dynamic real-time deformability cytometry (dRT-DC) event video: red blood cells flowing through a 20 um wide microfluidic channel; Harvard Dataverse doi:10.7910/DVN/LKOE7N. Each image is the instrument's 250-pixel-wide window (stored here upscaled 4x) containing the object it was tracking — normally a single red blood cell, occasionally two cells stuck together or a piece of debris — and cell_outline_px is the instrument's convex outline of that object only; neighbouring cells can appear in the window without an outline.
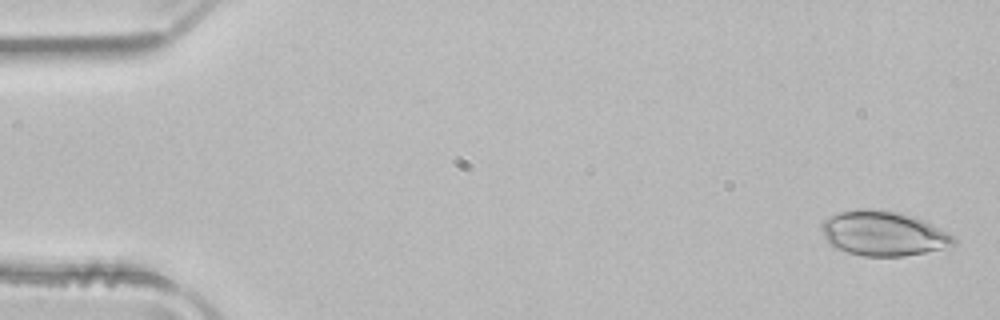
{"species": "common noctule bat (a hibernating species)", "species_latin": "Nyctalus noctula", "temperature_condition": "room temperature", "stored_images_in_passage": 51, "camera_frame_rate_fps": 3000, "um_per_image_px": 0.085, "animal": {"sex": "male", "body_mass_g": 21.5, "forearm_length_mm": 52.0}, "frame": {"image": 1, "passage_image": 2, "time_ms": 0.333, "image_size_px": [1000, 320], "cell_outline_px": [[956, 244], [952, 248], [904, 256], [864, 256], [832, 248], [828, 244], [820, 228], [820, 224], [824, 220], [840, 212], [856, 208], [868, 208], [900, 212], [916, 216], [956, 236]], "centroid_in_image_um": [75.13, 19.85], "position_along_channel_um": 9.9, "area_um2": 35.2}}
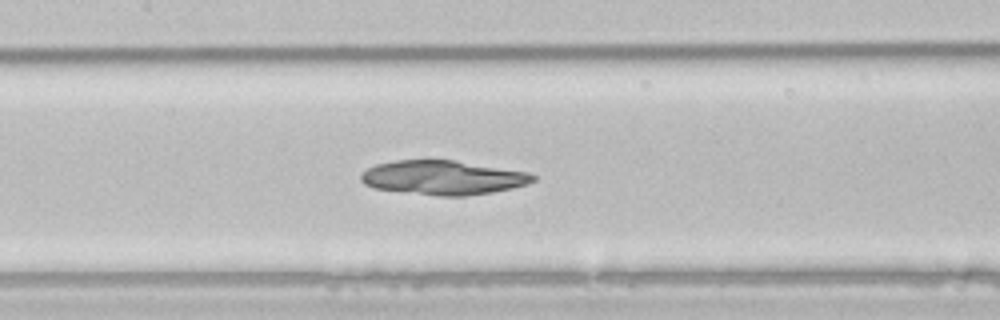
{"frame": {"image": 2, "passage_image": 24, "time_ms": 7.667, "image_size_px": [1000, 320], "cell_outline_px": [[536, 180], [512, 188], [492, 192], [468, 196], [440, 196], [376, 188], [364, 184], [360, 180], [360, 176], [368, 168], [376, 164], [396, 160], [456, 160], [528, 172], [536, 176]], "centroid_in_image_um": [37.67, 15.09], "position_along_channel_um": 169.7, "area_um2": 34.1}}
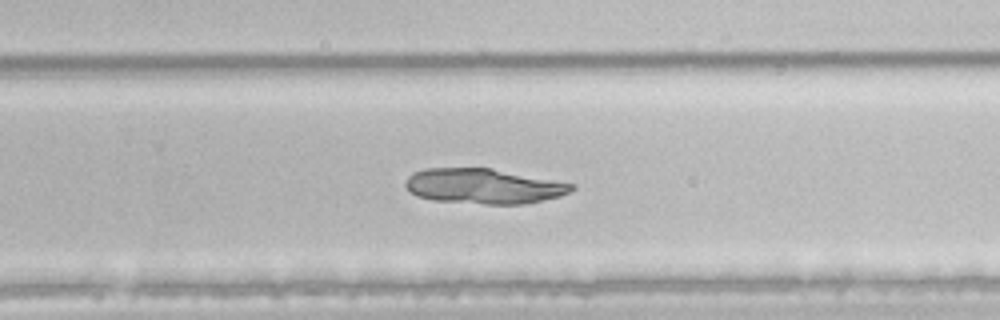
{"frame": {"image": 3, "passage_image": 33, "time_ms": 10.667, "image_size_px": [1000, 320], "cell_outline_px": [[576, 188], [560, 196], [524, 204], [484, 204], [432, 200], [416, 196], [408, 192], [404, 184], [408, 176], [412, 172], [424, 168], [492, 168], [576, 184]], "centroid_in_image_um": [41.07, 15.82], "position_along_channel_um": 288.7, "area_um2": 34.28}}